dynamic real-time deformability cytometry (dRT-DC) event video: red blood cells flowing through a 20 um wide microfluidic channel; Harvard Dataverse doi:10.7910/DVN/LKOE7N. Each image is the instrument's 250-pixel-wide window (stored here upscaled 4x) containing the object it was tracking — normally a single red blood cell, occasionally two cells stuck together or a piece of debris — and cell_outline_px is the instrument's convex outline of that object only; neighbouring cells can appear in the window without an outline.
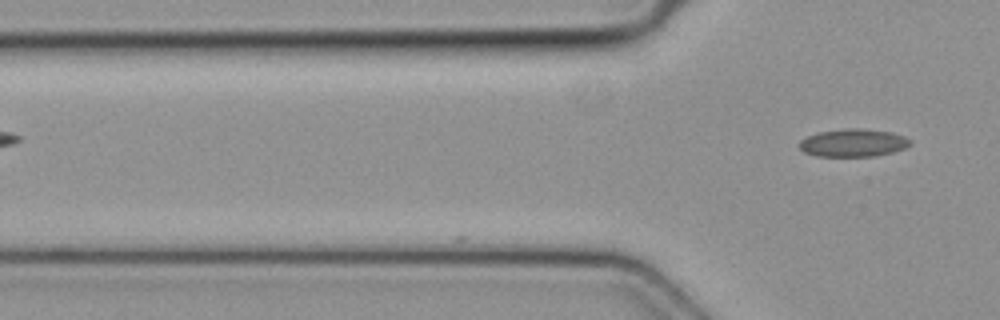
{"species": "common noctule bat (a hibernating species)", "species_latin": "Nyctalus noctula", "temperature_condition": "cold", "stored_images_in_passage": 3, "camera_frame_rate_fps": 3000, "um_per_image_px": 0.085, "animal": {"sex": "female", "body_mass_g": 19.3, "forearm_length_mm": 54.1}, "frame": {"image": 1, "passage_image": 3, "time_ms": 0.667, "image_size_px": [1000, 320], "cell_outline_px": [[912, 144], [908, 148], [876, 156], [816, 156], [804, 152], [800, 148], [800, 140], [808, 136], [820, 132], [848, 128], [860, 128], [892, 132], [904, 136], [912, 140]], "centroid_in_image_um": [72.59, 12.14], "position_along_channel_um": 53.2, "area_um2": 18.03}}